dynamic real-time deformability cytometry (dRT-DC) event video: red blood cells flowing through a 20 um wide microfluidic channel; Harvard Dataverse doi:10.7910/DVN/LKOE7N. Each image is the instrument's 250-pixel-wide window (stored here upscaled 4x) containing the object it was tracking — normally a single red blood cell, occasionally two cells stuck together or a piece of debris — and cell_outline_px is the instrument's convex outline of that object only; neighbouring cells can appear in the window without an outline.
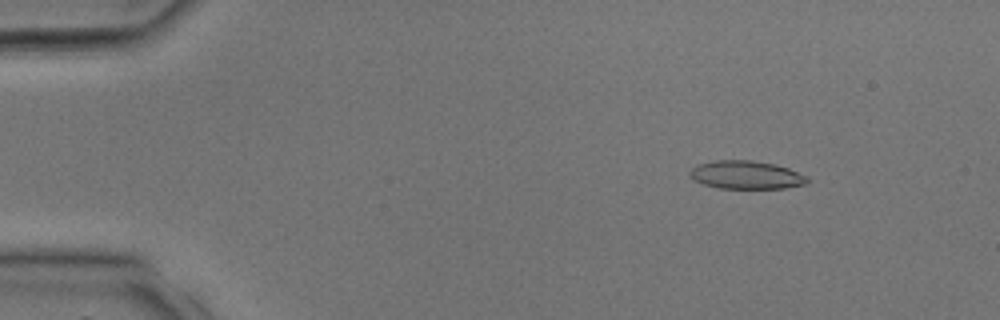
{"species": "common noctule bat (a hibernating species)", "species_latin": "Nyctalus noctula", "temperature_condition": "room temperature", "stored_images_in_passage": 31, "camera_frame_rate_fps": 3000, "um_per_image_px": 0.085, "animal": {"sex": "male", "body_mass_g": 17.9, "forearm_length_mm": 54.2}, "frame": {"image": 1, "passage_image": 2, "time_ms": 0.333, "image_size_px": [1000, 320], "cell_outline_px": [[808, 180], [804, 184], [784, 188], [720, 188], [704, 184], [688, 176], [688, 172], [696, 164], [716, 160], [752, 160], [776, 164], [788, 168], [808, 176]], "centroid_in_image_um": [63.4, 14.85], "position_along_channel_um": 21.6, "area_um2": 19.31}}
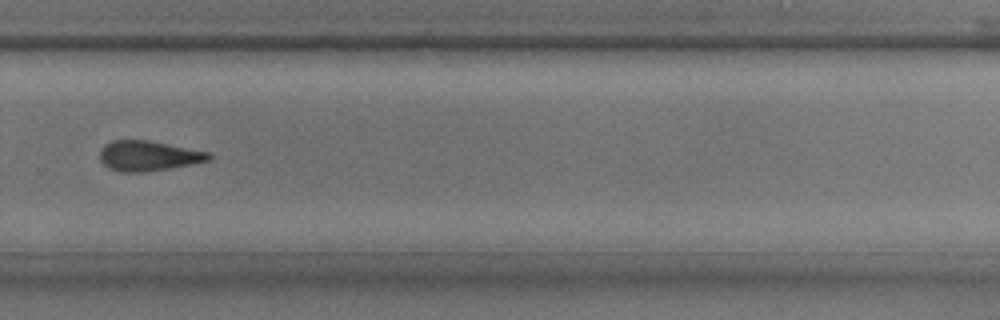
{"frame": {"image": 2, "passage_image": 21, "time_ms": 6.667, "image_size_px": [1000, 320], "cell_outline_px": [[212, 160], [168, 168], [144, 172], [120, 172], [108, 168], [100, 160], [100, 148], [104, 144], [112, 140], [148, 140], [208, 152], [212, 156]], "centroid_in_image_um": [12.57, 13.24], "position_along_channel_um": 317.2, "area_um2": 19.07}}
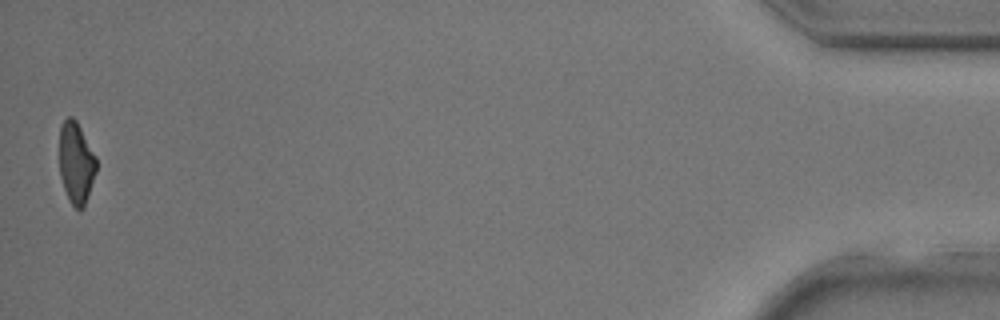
{"frame": {"image": 3, "passage_image": 31, "time_ms": 10.0, "image_size_px": [1000, 320], "cell_outline_px": [[96, 172], [84, 208], [80, 212], [68, 200], [60, 176], [60, 124], [68, 116], [72, 116], [76, 120], [96, 156]], "centroid_in_image_um": [6.47, 13.86], "position_along_channel_um": 428.7, "area_um2": 17.63}}